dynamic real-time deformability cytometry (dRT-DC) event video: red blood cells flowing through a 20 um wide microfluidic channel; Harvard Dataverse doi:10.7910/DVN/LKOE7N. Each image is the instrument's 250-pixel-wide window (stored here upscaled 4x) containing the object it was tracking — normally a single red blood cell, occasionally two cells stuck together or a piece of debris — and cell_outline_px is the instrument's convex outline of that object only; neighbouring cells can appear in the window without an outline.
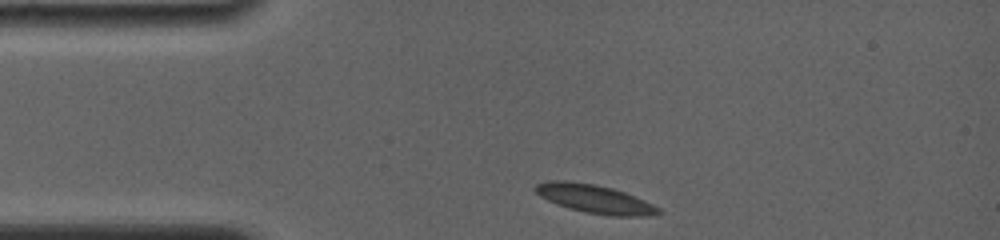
{"species": "common noctule bat (a hibernating species)", "species_latin": "Nyctalus noctula", "temperature_condition": "room temperature", "stored_images_in_passage": 22, "camera_frame_rate_fps": 4000, "um_per_image_px": 0.085, "animal": {"sex": "female", "body_mass_g": 19.0, "forearm_length_mm": 56.7}, "frame": {"image": 1, "passage_image": 1, "time_ms": 0.0, "image_size_px": [1000, 240], "cell_outline_px": [[664, 212], [648, 216], [612, 216], [584, 212], [568, 208], [548, 200], [540, 196], [532, 188], [536, 184], [548, 180], [564, 180], [596, 184], [612, 188], [624, 192], [652, 204], [660, 208]], "centroid_in_image_um": [50.53, 16.9], "position_along_channel_um": 34.5, "area_um2": 20.46}}
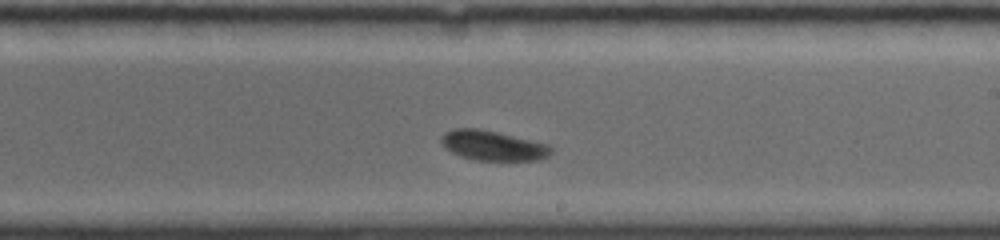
{"frame": {"image": 2, "passage_image": 13, "time_ms": 6.5, "image_size_px": [1000, 240], "cell_outline_px": [[552, 152], [548, 156], [540, 160], [476, 160], [460, 156], [444, 148], [440, 144], [440, 136], [444, 132], [452, 128], [480, 128], [548, 144], [552, 148]], "centroid_in_image_um": [41.84, 12.36], "position_along_channel_um": 247.2, "area_um2": 19.31}}
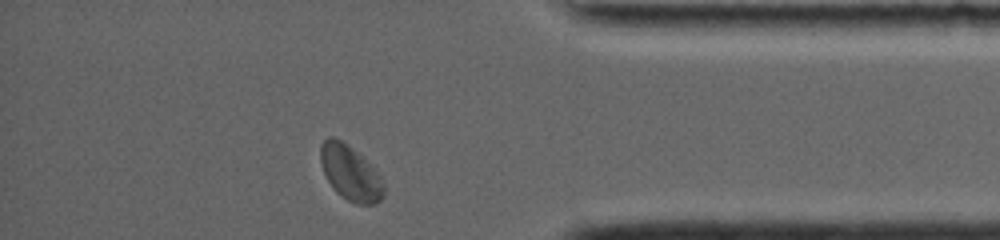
{"frame": {"image": 3, "passage_image": 22, "time_ms": 11.0, "image_size_px": [1000, 240], "cell_outline_px": [[384, 196], [376, 204], [356, 204], [348, 200], [336, 192], [328, 180], [324, 172], [320, 160], [320, 144], [328, 136], [332, 136], [340, 140], [352, 148], [380, 176], [384, 184]], "centroid_in_image_um": [29.76, 14.71], "position_along_channel_um": 405.4, "area_um2": 19.88}, "authors_computed_cell_mechanics": {"area_um2": 19.4497, "velocity_mm_per_s": 3.7491, "shape_relaxation_time_tau1_ms": 2.6321, "shape_relaxation_time_tau2_ms": 5.0636, "deformation_change_tau1": 0.0503, "deformation_change_tau2": 0.0658}}